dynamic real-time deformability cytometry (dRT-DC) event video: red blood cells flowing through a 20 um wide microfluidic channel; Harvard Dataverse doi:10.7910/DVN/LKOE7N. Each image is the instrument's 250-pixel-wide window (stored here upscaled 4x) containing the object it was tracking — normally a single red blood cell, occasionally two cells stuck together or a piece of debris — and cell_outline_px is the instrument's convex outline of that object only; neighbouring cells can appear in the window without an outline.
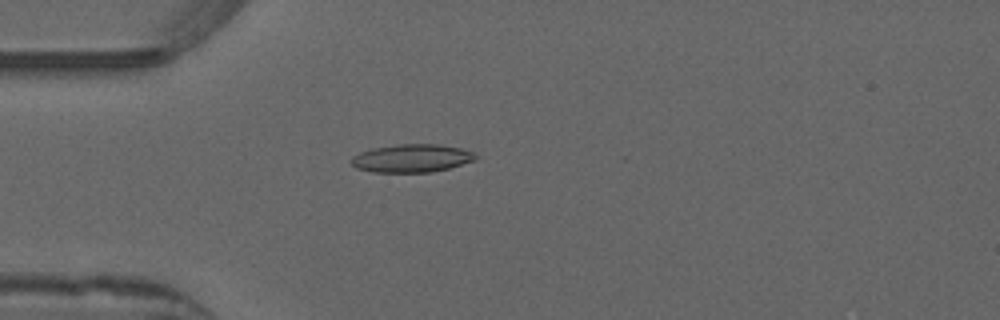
{"species": "common noctule bat (a hibernating species)", "species_latin": "Nyctalus noctula", "temperature_condition": "warm", "stored_images_in_passage": 34, "camera_frame_rate_fps": 3000, "um_per_image_px": 0.085, "animal": {"sex": "male", "forearm_length_mm": 52.5}, "frame": {"image": 1, "passage_image": 6, "time_ms": 1.667, "image_size_px": [1000, 320], "cell_outline_px": [[476, 160], [448, 168], [432, 172], [372, 172], [356, 168], [352, 164], [352, 156], [360, 152], [372, 148], [400, 144], [440, 144], [460, 148], [476, 152]], "centroid_in_image_um": [35.01, 13.45], "position_along_channel_um": 50.0, "area_um2": 20.35}}
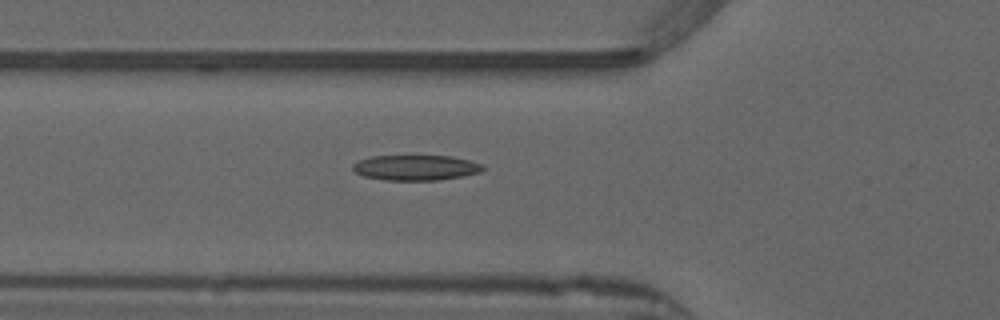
{"frame": {"image": 2, "passage_image": 10, "time_ms": 3.0, "image_size_px": [1000, 320], "cell_outline_px": [[484, 168], [480, 172], [460, 176], [436, 180], [384, 180], [364, 176], [356, 172], [352, 168], [352, 164], [360, 160], [372, 156], [452, 156], [468, 160], [480, 164]], "centroid_in_image_um": [35.3, 14.25], "position_along_channel_um": 90.5, "area_um2": 18.9}}
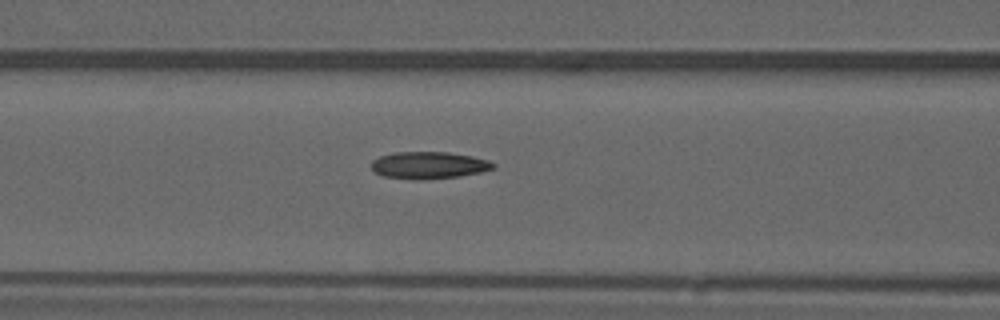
{"frame": {"image": 3, "passage_image": 13, "time_ms": 4.0, "image_size_px": [1000, 320], "cell_outline_px": [[496, 168], [480, 172], [460, 176], [420, 180], [416, 180], [384, 176], [376, 172], [372, 168], [372, 160], [380, 156], [392, 152], [448, 152], [472, 156], [488, 160], [496, 164]], "centroid_in_image_um": [36.47, 14.04], "position_along_channel_um": 130.1, "area_um2": 19.25}, "authors_computed_cell_mechanics": {"area_um2": 19.0162, "velocity_mm_per_s": 3.9128, "shape_relaxation_time_tau1_ms": null, "shape_relaxation_time_tau2_ms": 3.4992, "deformation_change_tau1": null, "deformation_change_tau2": 0.1161}}